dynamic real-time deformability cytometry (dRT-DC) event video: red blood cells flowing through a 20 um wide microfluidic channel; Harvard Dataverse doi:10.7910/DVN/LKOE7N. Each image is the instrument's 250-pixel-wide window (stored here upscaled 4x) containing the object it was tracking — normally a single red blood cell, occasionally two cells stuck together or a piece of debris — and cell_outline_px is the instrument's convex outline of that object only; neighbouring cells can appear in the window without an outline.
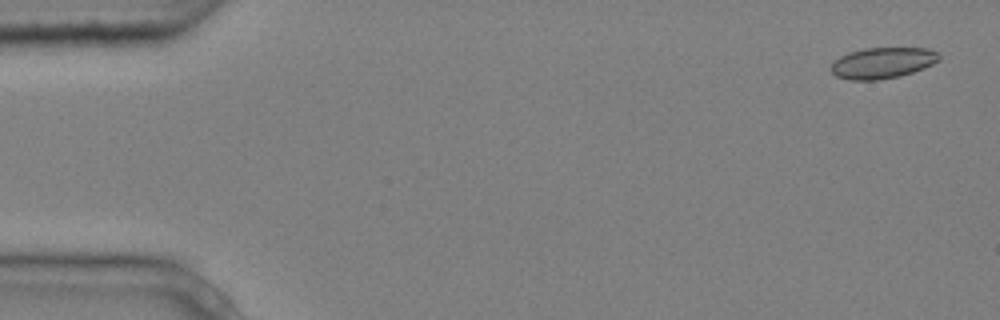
{"species": "common noctule bat (a hibernating species)", "species_latin": "Nyctalus noctula", "temperature_condition": "cold", "stored_images_in_passage": 5, "camera_frame_rate_fps": 3000, "um_per_image_px": 0.085, "animal": {"sex": "male", "body_mass_g": 20.4}, "frame": {"image": 1, "passage_image": 1, "time_ms": 0.0, "image_size_px": [1000, 320], "cell_outline_px": [[940, 60], [924, 68], [900, 76], [876, 80], [852, 80], [836, 76], [828, 68], [832, 60], [848, 52], [864, 48], [928, 48], [936, 52], [940, 56]], "centroid_in_image_um": [74.96, 5.34], "position_along_channel_um": 10.0, "area_um2": 19.71}}